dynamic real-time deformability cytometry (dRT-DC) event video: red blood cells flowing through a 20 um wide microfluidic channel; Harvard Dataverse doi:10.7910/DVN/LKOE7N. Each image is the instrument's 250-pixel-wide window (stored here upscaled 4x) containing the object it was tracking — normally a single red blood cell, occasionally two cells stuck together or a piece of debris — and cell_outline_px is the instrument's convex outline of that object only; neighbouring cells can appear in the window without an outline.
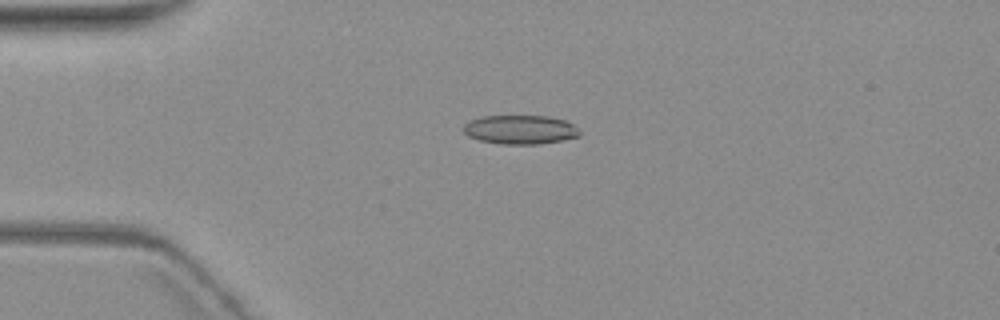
{"species": "common noctule bat (a hibernating species)", "species_latin": "Nyctalus noctula", "temperature_condition": "warm", "stored_images_in_passage": 4, "camera_frame_rate_fps": 3000, "um_per_image_px": 0.085, "animal": {"sex": "female", "body_mass_g": 19.3, "forearm_length_mm": 54.1}, "frame": {"image": 1, "passage_image": 3, "time_ms": 3.333, "image_size_px": [1000, 320], "cell_outline_px": [[580, 136], [560, 140], [536, 144], [500, 144], [480, 140], [468, 136], [464, 132], [464, 124], [468, 120], [484, 116], [548, 116], [564, 120], [572, 124], [580, 132]], "centroid_in_image_um": [44.18, 11.01], "position_along_channel_um": 40.8, "area_um2": 19.48}}